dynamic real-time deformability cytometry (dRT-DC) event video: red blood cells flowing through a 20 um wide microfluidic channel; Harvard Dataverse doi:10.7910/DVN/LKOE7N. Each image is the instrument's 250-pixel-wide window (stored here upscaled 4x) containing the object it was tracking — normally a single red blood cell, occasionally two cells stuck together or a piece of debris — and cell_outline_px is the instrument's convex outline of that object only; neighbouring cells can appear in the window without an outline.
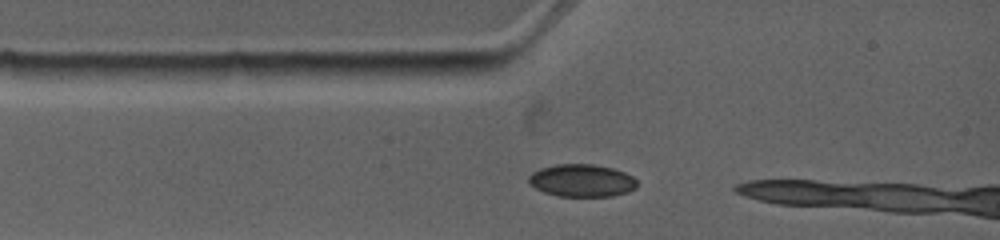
{"species": "common noctule bat (a hibernating species)", "species_latin": "Nyctalus noctula", "temperature_condition": "warm", "stored_images_in_passage": 2, "camera_frame_rate_fps": 4500, "um_per_image_px": 0.085, "animal": {"sex": "female", "body_mass_g": 19.0, "forearm_length_mm": 53.3}, "frame": {"image": 1, "passage_image": 1, "time_ms": 0.0, "image_size_px": [1000, 240], "cell_outline_px": [[636, 188], [628, 192], [612, 196], [560, 196], [544, 192], [528, 184], [528, 176], [532, 172], [540, 168], [556, 164], [592, 164], [612, 168], [624, 172], [632, 176], [636, 180]], "centroid_in_image_um": [49.43, 15.34], "position_along_channel_um": 35.6, "area_um2": 20.58}}